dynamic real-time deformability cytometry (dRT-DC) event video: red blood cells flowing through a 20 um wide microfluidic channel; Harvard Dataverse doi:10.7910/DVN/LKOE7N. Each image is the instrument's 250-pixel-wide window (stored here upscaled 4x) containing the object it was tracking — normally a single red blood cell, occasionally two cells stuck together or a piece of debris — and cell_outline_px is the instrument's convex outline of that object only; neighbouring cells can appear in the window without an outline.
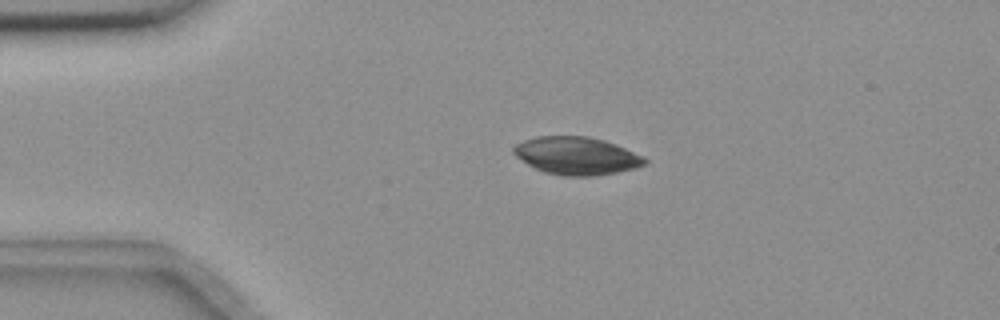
{"species": "common noctule bat (a hibernating species)", "species_latin": "Nyctalus noctula", "temperature_condition": "room temperature", "stored_images_in_passage": 44, "camera_frame_rate_fps": 3000, "um_per_image_px": 0.085, "animal": {"sex": "female", "body_mass_g": 18.4}, "frame": {"image": 1, "passage_image": 1, "time_ms": 0.0, "image_size_px": [1000, 320], "cell_outline_px": [[648, 164], [636, 168], [596, 176], [564, 176], [544, 172], [528, 164], [516, 156], [512, 152], [512, 148], [516, 144], [524, 140], [536, 136], [588, 136], [604, 140], [616, 144], [644, 156], [648, 160]], "centroid_in_image_um": [49.04, 13.24], "position_along_channel_um": 36.0, "area_um2": 29.02}}
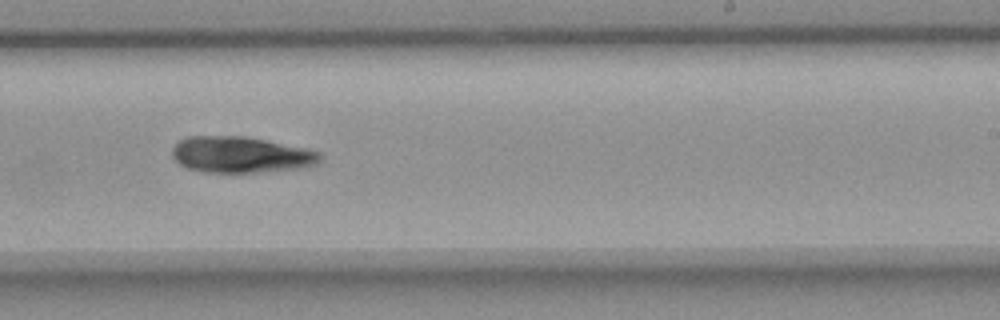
{"frame": {"image": 2, "passage_image": 23, "time_ms": 7.333, "image_size_px": [1000, 320], "cell_outline_px": [[324, 156], [320, 164], [304, 168], [256, 172], [200, 172], [184, 168], [172, 156], [172, 148], [180, 140], [188, 136], [244, 136], [308, 148], [320, 152]], "centroid_in_image_um": [20.52, 13.16], "position_along_channel_um": 268.5, "area_um2": 31.62}}
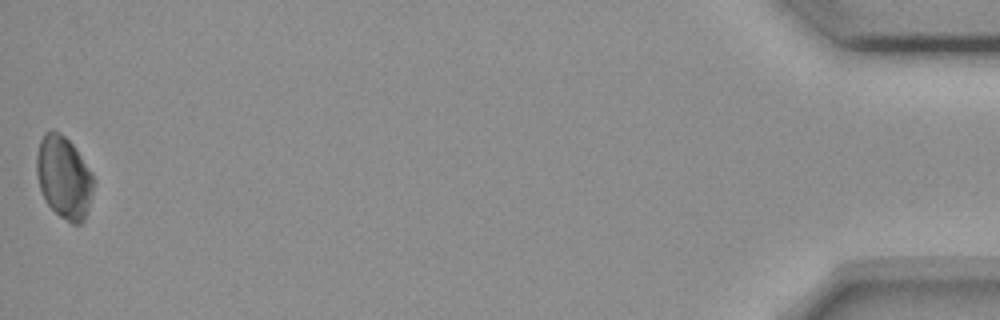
{"frame": {"image": 3, "passage_image": 44, "time_ms": 14.333, "image_size_px": [1000, 320], "cell_outline_px": [[92, 192], [88, 208], [84, 220], [80, 224], [72, 224], [60, 216], [44, 200], [40, 188], [36, 172], [36, 156], [40, 140], [44, 132], [52, 128], [64, 136], [76, 148], [92, 172]], "centroid_in_image_um": [5.41, 15.05], "position_along_channel_um": 429.8, "area_um2": 27.28}}